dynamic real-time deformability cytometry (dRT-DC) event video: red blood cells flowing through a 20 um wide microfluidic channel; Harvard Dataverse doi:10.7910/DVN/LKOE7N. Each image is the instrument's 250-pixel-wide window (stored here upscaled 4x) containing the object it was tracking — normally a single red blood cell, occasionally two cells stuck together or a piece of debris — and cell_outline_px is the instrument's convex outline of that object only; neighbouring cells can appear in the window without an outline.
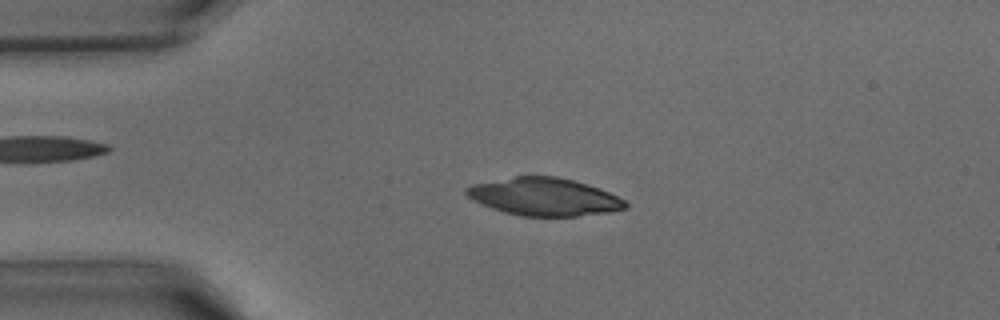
{"species": "common noctule bat (a hibernating species)", "species_latin": "Nyctalus noctula", "temperature_condition": "warm", "stored_images_in_passage": 40, "camera_frame_rate_fps": 3000, "um_per_image_px": 0.085, "animal": {"sex": "male", "body_mass_g": 15.6}, "frame": {"image": 1, "passage_image": 8, "time_ms": 2.333, "image_size_px": [1000, 320], "cell_outline_px": [[628, 208], [608, 212], [576, 216], [520, 216], [504, 212], [492, 208], [472, 200], [464, 192], [464, 188], [472, 184], [516, 176], [556, 176], [588, 184], [600, 188], [624, 200], [628, 204]], "centroid_in_image_um": [46.24, 16.72], "position_along_channel_um": 38.8, "area_um2": 34.91}}
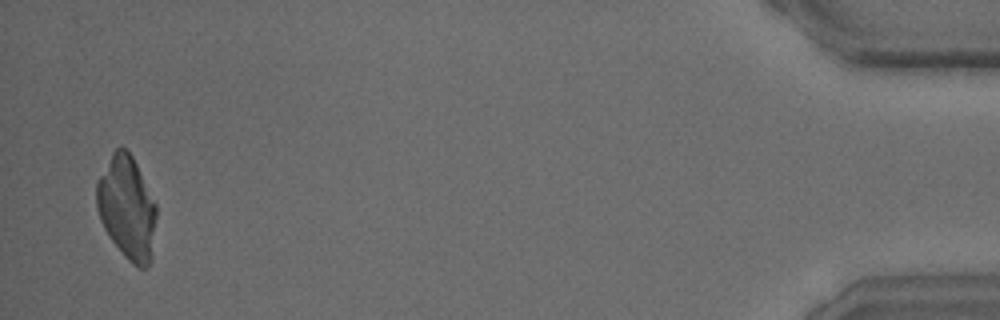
{"frame": {"image": 2, "passage_image": 39, "time_ms": 12.667, "image_size_px": [1000, 320], "cell_outline_px": [[156, 216], [152, 264], [148, 268], [140, 268], [132, 264], [124, 256], [112, 240], [104, 228], [100, 220], [96, 204], [96, 184], [112, 152], [120, 144], [132, 156], [156, 204]], "centroid_in_image_um": [10.8, 17.7], "position_along_channel_um": 424.4, "area_um2": 35.95}}